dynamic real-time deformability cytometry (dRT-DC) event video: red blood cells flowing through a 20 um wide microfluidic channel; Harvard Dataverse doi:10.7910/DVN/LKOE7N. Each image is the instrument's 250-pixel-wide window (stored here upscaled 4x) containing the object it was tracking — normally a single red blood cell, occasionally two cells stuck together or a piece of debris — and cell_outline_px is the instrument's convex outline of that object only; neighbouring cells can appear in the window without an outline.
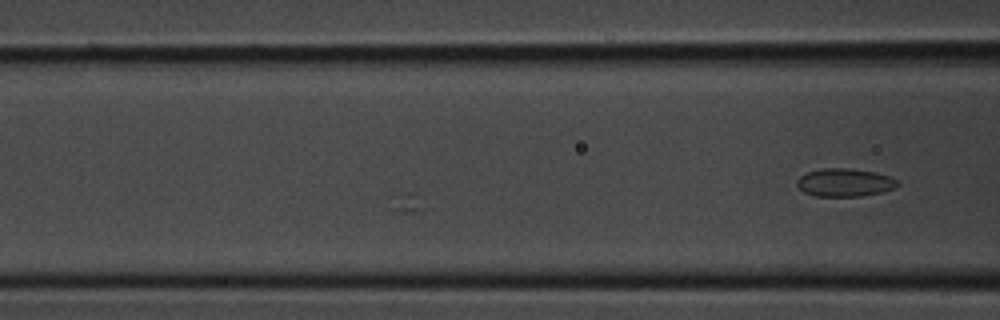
{"species": "common noctule bat (a hibernating species)", "species_latin": "Nyctalus noctula", "temperature_condition": "room temperature", "stored_images_in_passage": 4, "camera_frame_rate_fps": 3000, "um_per_image_px": 0.085, "animal": {"sex": "male", "body_mass_g": 20.1, "forearm_length_mm": 53.5}, "frame": {"image": 1, "passage_image": 4, "time_ms": 1.0, "image_size_px": [1000, 320], "cell_outline_px": [[900, 184], [896, 188], [880, 192], [860, 196], [816, 196], [804, 192], [796, 184], [796, 180], [800, 176], [808, 172], [820, 168], [848, 168], [872, 172], [888, 176], [900, 180]], "centroid_in_image_um": [71.8, 15.51], "position_along_channel_um": 94.8, "area_um2": 16.42}}